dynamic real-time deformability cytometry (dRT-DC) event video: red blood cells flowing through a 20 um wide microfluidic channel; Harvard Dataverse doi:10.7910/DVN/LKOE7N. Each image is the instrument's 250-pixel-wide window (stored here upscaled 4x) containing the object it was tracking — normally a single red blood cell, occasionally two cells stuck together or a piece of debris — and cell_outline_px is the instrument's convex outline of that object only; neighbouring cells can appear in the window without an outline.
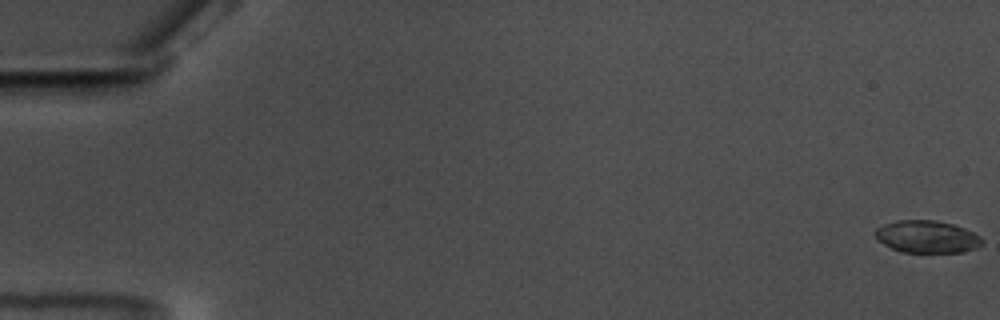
{"species": "common noctule bat (a hibernating species)", "species_latin": "Nyctalus noctula", "temperature_condition": "warm", "stored_images_in_passage": 60, "camera_frame_rate_fps": 3000, "um_per_image_px": 0.085, "animal": {"sex": "male", "body_mass_g": 17.5, "forearm_length_mm": 52.3}, "frame": {"image": 1, "passage_image": 1, "time_ms": 0.0, "image_size_px": [1000, 320], "cell_outline_px": [[984, 244], [964, 252], [900, 252], [884, 244], [872, 232], [876, 228], [884, 224], [896, 220], [936, 220], [952, 224], [964, 228], [980, 236], [984, 240]], "centroid_in_image_um": [78.79, 20.12], "position_along_channel_um": 6.2, "area_um2": 20.17}}
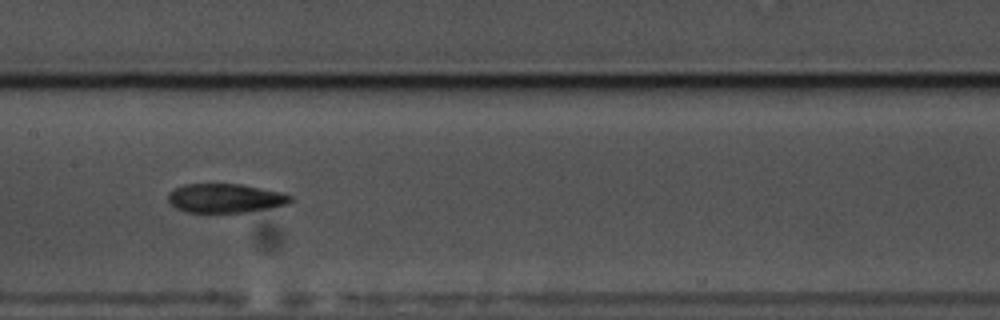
{"frame": {"image": 2, "passage_image": 31, "time_ms": 10.0, "image_size_px": [1000, 320], "cell_outline_px": [[292, 200], [288, 204], [268, 208], [244, 212], [184, 212], [176, 208], [168, 200], [168, 192], [184, 184], [240, 184], [280, 192], [292, 196]], "centroid_in_image_um": [19.13, 16.85], "position_along_channel_um": 188.3, "area_um2": 20.52}}
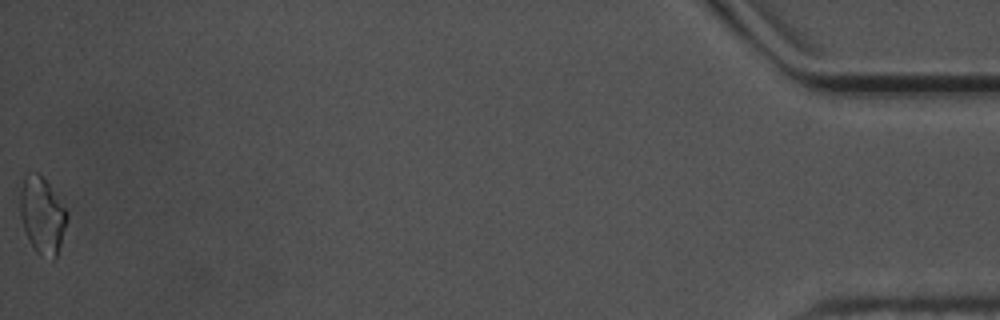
{"frame": {"image": 3, "passage_image": 60, "time_ms": 19.667, "image_size_px": [1000, 320], "cell_outline_px": [[68, 216], [60, 244], [56, 256], [52, 260], [40, 256], [36, 252], [24, 228], [20, 216], [20, 188], [24, 176], [28, 172], [40, 172], [68, 212]], "centroid_in_image_um": [3.57, 18.27], "position_along_channel_um": 431.6, "area_um2": 20.87}, "authors_computed_cell_mechanics": {"area_um2": 20.519, "velocity_mm_per_s": 3.5139, "shape_relaxation_time_tau1_ms": null, "shape_relaxation_time_tau2_ms": 8.2141, "deformation_change_tau1": null, "deformation_change_tau2": 0.1063}}